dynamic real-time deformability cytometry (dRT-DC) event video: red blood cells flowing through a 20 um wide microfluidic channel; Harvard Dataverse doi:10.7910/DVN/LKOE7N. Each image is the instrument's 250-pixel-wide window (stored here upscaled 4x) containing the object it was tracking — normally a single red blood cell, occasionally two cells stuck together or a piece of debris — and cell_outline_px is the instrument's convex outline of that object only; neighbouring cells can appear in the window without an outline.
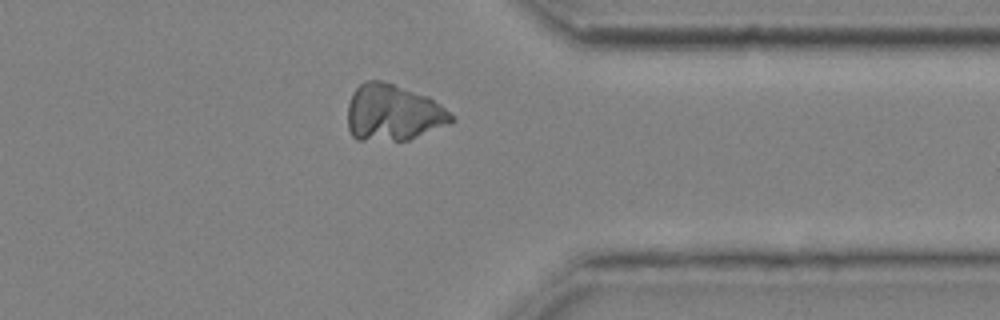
{"species": "common noctule bat (a hibernating species)", "species_latin": "Nyctalus noctula", "temperature_condition": "cold", "stored_images_in_passage": 40, "camera_frame_rate_fps": 3000, "um_per_image_px": 0.085, "animal": {"sex": "male", "body_mass_g": 20.4}, "frame": {"image": 1, "passage_image": 36, "time_ms": 11.667, "image_size_px": [1000, 320], "cell_outline_px": [[456, 120], [408, 140], [356, 140], [352, 136], [348, 128], [348, 104], [352, 92], [364, 80], [380, 80], [428, 96], [440, 104]], "centroid_in_image_um": [33.36, 9.57], "position_along_channel_um": 378.0, "area_um2": 33.81}}